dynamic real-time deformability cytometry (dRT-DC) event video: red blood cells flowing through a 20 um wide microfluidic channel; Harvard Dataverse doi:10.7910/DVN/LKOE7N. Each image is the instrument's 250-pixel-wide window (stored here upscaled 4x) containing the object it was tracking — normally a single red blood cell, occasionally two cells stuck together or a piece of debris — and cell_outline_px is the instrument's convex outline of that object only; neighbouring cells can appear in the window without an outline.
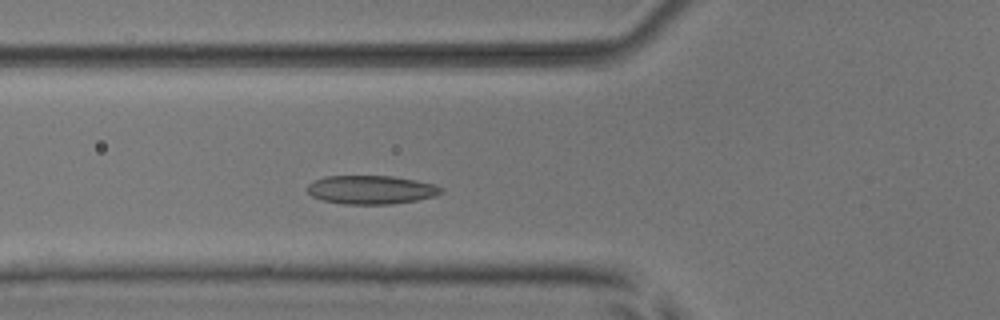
{"species": "common noctule bat (a hibernating species)", "species_latin": "Nyctalus noctula", "temperature_condition": "room temperature", "stored_images_in_passage": 4, "camera_frame_rate_fps": 3000, "um_per_image_px": 0.085, "animal": {"sex": "male", "body_mass_g": 17.9, "forearm_length_mm": 54.2}, "frame": {"image": 1, "passage_image": 4, "time_ms": 3.333, "image_size_px": [1000, 320], "cell_outline_px": [[444, 192], [432, 196], [416, 200], [392, 204], [344, 204], [324, 200], [312, 196], [308, 192], [308, 184], [312, 180], [324, 176], [392, 176], [416, 180], [436, 184], [444, 188]], "centroid_in_image_um": [31.55, 16.12], "position_along_channel_um": 94.2, "area_um2": 22.37}}